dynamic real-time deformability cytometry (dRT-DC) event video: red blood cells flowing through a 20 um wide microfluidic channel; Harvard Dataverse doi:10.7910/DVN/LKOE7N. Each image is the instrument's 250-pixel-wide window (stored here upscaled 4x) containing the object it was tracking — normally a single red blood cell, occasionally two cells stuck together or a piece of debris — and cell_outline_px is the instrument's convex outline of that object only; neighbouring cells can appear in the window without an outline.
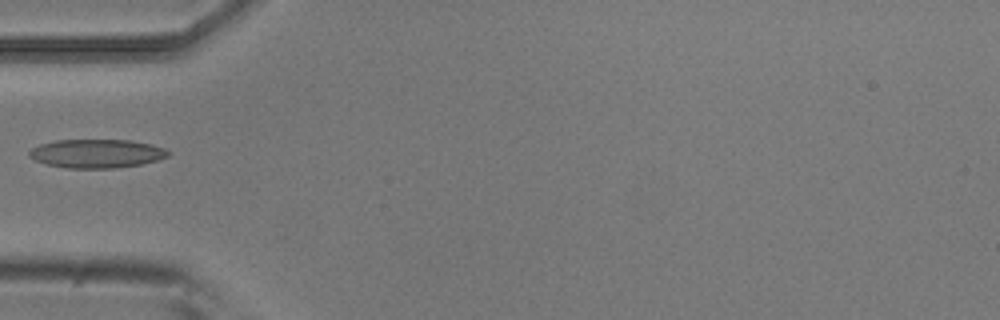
{"species": "common noctule bat (a hibernating species)", "species_latin": "Nyctalus noctula", "temperature_condition": "room temperature", "stored_images_in_passage": 4, "camera_frame_rate_fps": 3000, "um_per_image_px": 0.085, "animal": {"sex": "male", "body_mass_g": 20.5, "forearm_length_mm": 52.5}, "frame": {"image": 1, "passage_image": 4, "time_ms": 1.0, "image_size_px": [1000, 320], "cell_outline_px": [[172, 152], [168, 156], [156, 160], [140, 164], [116, 168], [68, 168], [48, 164], [36, 160], [28, 156], [28, 152], [32, 148], [40, 144], [56, 140], [128, 140], [152, 144], [164, 148]], "centroid_in_image_um": [8.23, 13.04], "position_along_channel_um": 76.8, "area_um2": 23.12}}